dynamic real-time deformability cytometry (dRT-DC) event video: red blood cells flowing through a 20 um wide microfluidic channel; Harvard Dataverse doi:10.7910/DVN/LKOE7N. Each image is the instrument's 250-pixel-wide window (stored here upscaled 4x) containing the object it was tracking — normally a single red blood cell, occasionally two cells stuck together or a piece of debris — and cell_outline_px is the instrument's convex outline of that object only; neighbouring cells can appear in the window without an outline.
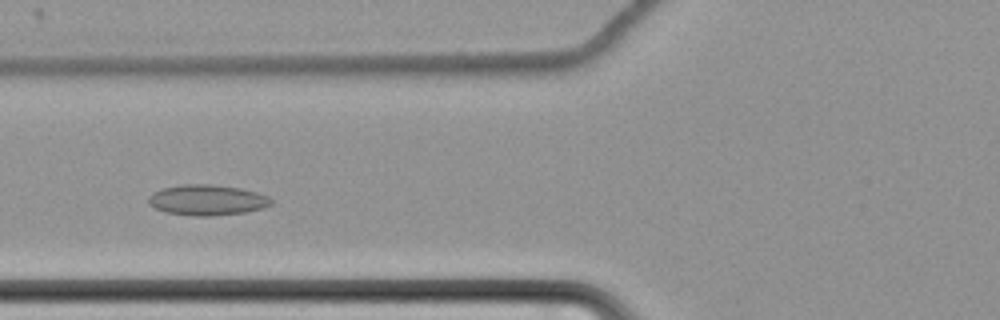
{"species": "common noctule bat (a hibernating species)", "species_latin": "Nyctalus noctula", "temperature_condition": "cold", "stored_images_in_passage": 52, "camera_frame_rate_fps": 3000, "um_per_image_px": 0.085, "animal": {"sex": "female", "body_mass_g": 22.7, "forearm_length_mm": 54.2}, "frame": {"image": 1, "passage_image": 19, "time_ms": 6.0, "image_size_px": [1000, 320], "cell_outline_px": [[272, 204], [260, 208], [244, 212], [212, 216], [192, 216], [164, 212], [148, 204], [148, 196], [152, 192], [160, 188], [184, 184], [212, 184], [240, 188], [256, 192], [268, 196], [272, 200]], "centroid_in_image_um": [17.55, 17.0], "position_along_channel_um": 108.3, "area_um2": 21.96}}
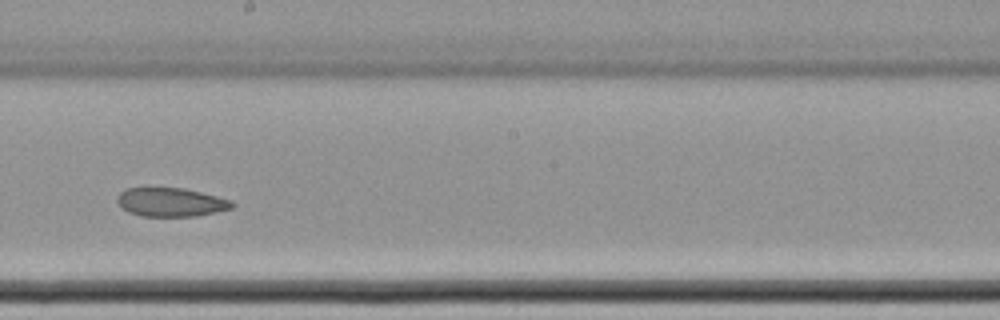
{"frame": {"image": 2, "passage_image": 30, "time_ms": 9.667, "image_size_px": [1000, 320], "cell_outline_px": [[236, 204], [232, 208], [216, 212], [196, 216], [140, 216], [128, 212], [120, 208], [116, 200], [116, 196], [124, 188], [184, 188], [232, 200]], "centroid_in_image_um": [14.49, 17.19], "position_along_channel_um": 233.7, "area_um2": 19.42}}
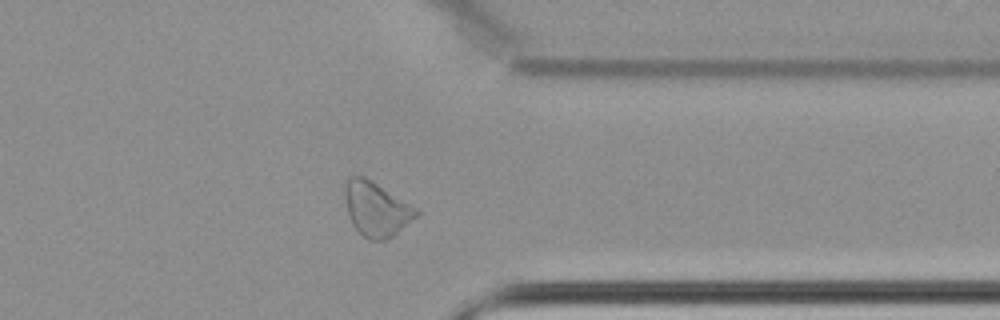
{"frame": {"image": 3, "passage_image": 43, "time_ms": 14.0, "image_size_px": [1000, 320], "cell_outline_px": [[420, 212], [416, 216], [392, 236], [384, 240], [368, 240], [352, 224], [348, 216], [344, 196], [344, 184], [352, 176], [364, 176], [372, 180], [420, 208]], "centroid_in_image_um": [31.99, 17.74], "position_along_channel_um": 379.4, "area_um2": 22.77}}